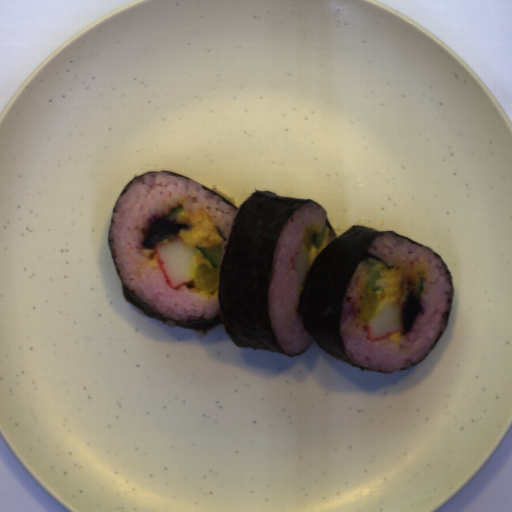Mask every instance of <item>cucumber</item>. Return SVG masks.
I'll return each instance as SVG.
<instances>
[{
	"label": "cucumber",
	"instance_id": "1",
	"mask_svg": "<svg viewBox=\"0 0 512 512\" xmlns=\"http://www.w3.org/2000/svg\"><path fill=\"white\" fill-rule=\"evenodd\" d=\"M196 249L201 252L203 257L210 261L212 268H218L223 253V244L212 247H197Z\"/></svg>",
	"mask_w": 512,
	"mask_h": 512
},
{
	"label": "cucumber",
	"instance_id": "2",
	"mask_svg": "<svg viewBox=\"0 0 512 512\" xmlns=\"http://www.w3.org/2000/svg\"><path fill=\"white\" fill-rule=\"evenodd\" d=\"M367 275H369L367 281V290L373 291L374 293L380 290L377 285V282L379 279H383V276L377 263L374 262L373 264L370 265Z\"/></svg>",
	"mask_w": 512,
	"mask_h": 512
},
{
	"label": "cucumber",
	"instance_id": "3",
	"mask_svg": "<svg viewBox=\"0 0 512 512\" xmlns=\"http://www.w3.org/2000/svg\"><path fill=\"white\" fill-rule=\"evenodd\" d=\"M327 228H323L322 232H315V234L311 237L312 245L316 249H320L322 247L323 241L326 237Z\"/></svg>",
	"mask_w": 512,
	"mask_h": 512
},
{
	"label": "cucumber",
	"instance_id": "4",
	"mask_svg": "<svg viewBox=\"0 0 512 512\" xmlns=\"http://www.w3.org/2000/svg\"><path fill=\"white\" fill-rule=\"evenodd\" d=\"M183 213H185V209L184 207H179L175 210H173L172 212H170L169 214L166 215L165 218H171V219H176L178 218L179 216H181Z\"/></svg>",
	"mask_w": 512,
	"mask_h": 512
},
{
	"label": "cucumber",
	"instance_id": "5",
	"mask_svg": "<svg viewBox=\"0 0 512 512\" xmlns=\"http://www.w3.org/2000/svg\"><path fill=\"white\" fill-rule=\"evenodd\" d=\"M423 288H424V285H423V281H422V278L421 279H418L417 282H416V286H415V298H420V295L423 291Z\"/></svg>",
	"mask_w": 512,
	"mask_h": 512
}]
</instances>
